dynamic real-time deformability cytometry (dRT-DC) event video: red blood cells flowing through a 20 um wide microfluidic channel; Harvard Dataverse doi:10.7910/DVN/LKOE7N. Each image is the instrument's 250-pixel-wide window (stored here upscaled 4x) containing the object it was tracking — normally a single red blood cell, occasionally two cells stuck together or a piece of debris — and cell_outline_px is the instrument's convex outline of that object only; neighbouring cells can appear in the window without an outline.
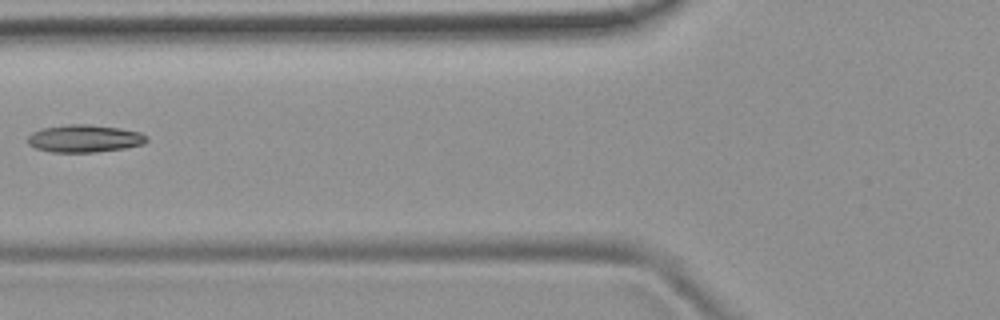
{"species": "common noctule bat (a hibernating species)", "species_latin": "Nyctalus noctula", "temperature_condition": "room temperature", "stored_images_in_passage": 2, "camera_frame_rate_fps": 3000, "um_per_image_px": 0.085, "animal": {"sex": "female", "body_mass_g": 19.9}, "frame": {"image": 1, "passage_image": 2, "time_ms": 1.333, "image_size_px": [1000, 320], "cell_outline_px": [[148, 140], [144, 144], [124, 148], [96, 152], [52, 152], [36, 148], [28, 144], [28, 136], [32, 132], [40, 128], [68, 124], [88, 124], [120, 128], [140, 132], [148, 136]], "centroid_in_image_um": [7.18, 11.77], "position_along_channel_um": 118.6, "area_um2": 19.19}}